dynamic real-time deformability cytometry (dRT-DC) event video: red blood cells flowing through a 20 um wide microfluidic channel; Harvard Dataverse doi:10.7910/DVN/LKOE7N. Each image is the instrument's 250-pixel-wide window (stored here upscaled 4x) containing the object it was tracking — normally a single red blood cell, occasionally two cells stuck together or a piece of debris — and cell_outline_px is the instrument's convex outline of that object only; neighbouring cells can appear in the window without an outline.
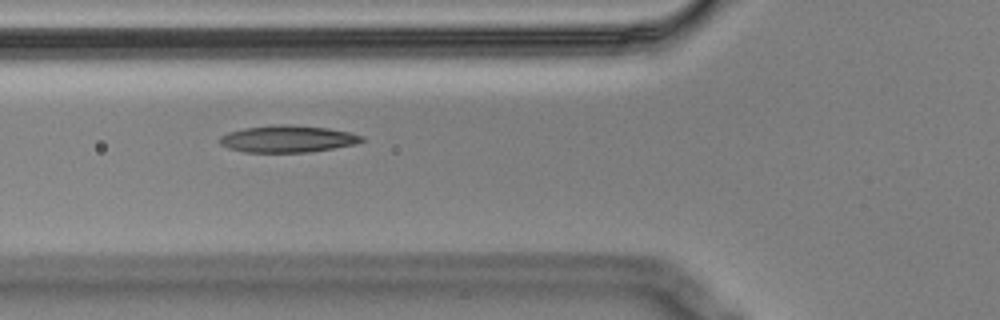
{"species": "Egyptian fruit bat (a non-hibernating species)", "species_latin": "Rousettus aegyptiacus", "temperature_condition": "cold", "stored_images_in_passage": 7, "camera_frame_rate_fps": 3000, "um_per_image_px": 0.085, "animal": {"sex": "male"}, "frame": {"image": 1, "passage_image": 6, "time_ms": 1.667, "image_size_px": [1000, 320], "cell_outline_px": [[364, 140], [356, 144], [308, 152], [244, 152], [228, 148], [220, 144], [220, 136], [228, 132], [244, 128], [280, 124], [288, 124], [328, 128], [348, 132], [364, 136]], "centroid_in_image_um": [24.44, 11.8], "position_along_channel_um": 101.4, "area_um2": 22.2}}